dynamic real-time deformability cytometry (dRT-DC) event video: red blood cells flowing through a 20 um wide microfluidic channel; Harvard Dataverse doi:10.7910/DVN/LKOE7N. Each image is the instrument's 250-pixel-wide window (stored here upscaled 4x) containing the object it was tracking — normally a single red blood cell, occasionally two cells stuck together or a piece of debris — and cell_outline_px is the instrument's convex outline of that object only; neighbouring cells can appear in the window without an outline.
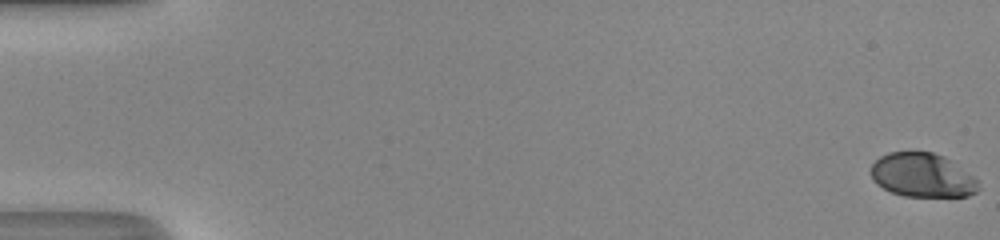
{"species": "human", "species_latin": "Homo sapiens", "temperature_condition": "room temperature", "stored_images_in_passage": 52, "camera_frame_rate_fps": 3000, "um_per_image_px": 0.085, "donor": {"sex": "male"}, "frame": {"image": 1, "passage_image": 1, "time_ms": 0.0, "image_size_px": [1000, 240], "cell_outline_px": [[980, 188], [976, 192], [968, 196], [904, 196], [892, 192], [884, 188], [872, 180], [872, 164], [880, 156], [888, 152], [932, 152], [944, 156], [972, 176], [976, 180]], "centroid_in_image_um": [78.39, 14.89], "position_along_channel_um": 6.6, "area_um2": 27.22}}
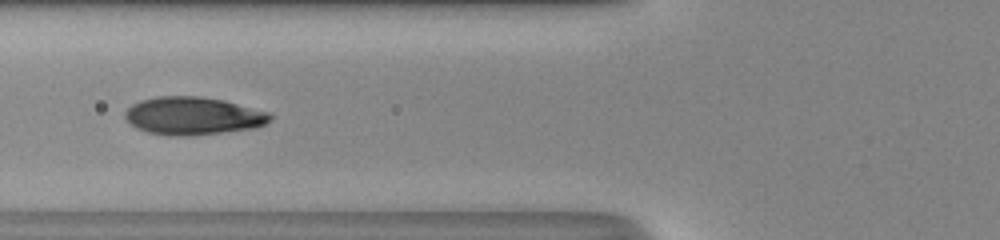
{"frame": {"image": 2, "passage_image": 22, "time_ms": 7.0, "image_size_px": [1000, 240], "cell_outline_px": [[272, 120], [256, 128], [192, 136], [172, 136], [148, 132], [136, 128], [124, 116], [124, 112], [132, 104], [140, 100], [156, 96], [200, 96], [224, 100], [268, 112], [272, 116]], "centroid_in_image_um": [16.41, 9.85], "position_along_channel_um": 109.4, "area_um2": 32.14}}
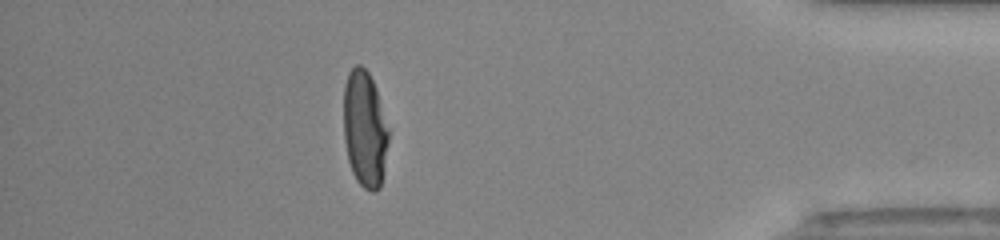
{"frame": {"image": 3, "passage_image": 46, "time_ms": 15.0, "image_size_px": [1000, 240], "cell_outline_px": [[388, 144], [380, 188], [376, 192], [372, 192], [364, 188], [356, 180], [352, 172], [348, 160], [344, 140], [344, 84], [348, 72], [356, 64], [360, 64], [368, 72], [376, 88], [388, 128]], "centroid_in_image_um": [30.99, 10.97], "position_along_channel_um": 404.2, "area_um2": 30.52}, "authors_computed_cell_mechanics": {"area_um2": 31.2698, "velocity_mm_per_s": 4.2049, "shape_relaxation_time_tau1_ms": 5.4531, "shape_relaxation_time_tau2_ms": null, "deformation_change_tau1": 0.2304, "deformation_change_tau2": null}}